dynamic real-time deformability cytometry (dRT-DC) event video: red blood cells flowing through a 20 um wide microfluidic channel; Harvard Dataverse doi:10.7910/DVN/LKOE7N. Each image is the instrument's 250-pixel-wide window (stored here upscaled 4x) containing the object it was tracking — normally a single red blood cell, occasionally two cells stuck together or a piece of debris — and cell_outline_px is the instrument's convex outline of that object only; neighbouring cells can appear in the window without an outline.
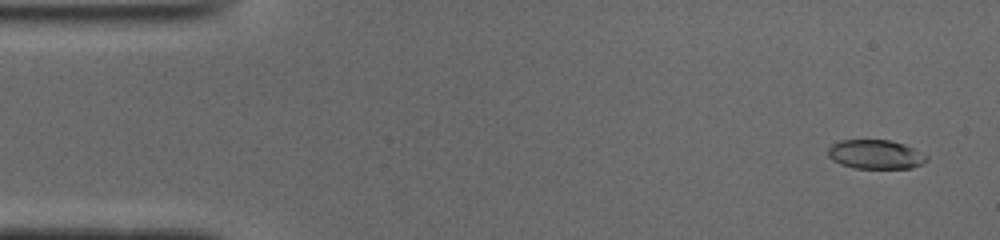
{"species": "common noctule bat (a hibernating species)", "species_latin": "Nyctalus noctula", "temperature_condition": "cold", "stored_images_in_passage": 51, "camera_frame_rate_fps": 3000, "um_per_image_px": 0.085, "animal": {"sex": "male", "body_mass_g": 19.0, "forearm_length_mm": 50.8}, "frame": {"image": 1, "passage_image": 3, "time_ms": 0.667, "image_size_px": [1000, 240], "cell_outline_px": [[928, 160], [912, 168], [852, 168], [840, 164], [832, 160], [828, 156], [828, 148], [832, 144], [840, 140], [888, 140], [904, 144], [928, 156]], "centroid_in_image_um": [74.39, 13.13], "position_along_channel_um": 10.6, "area_um2": 16.7}}
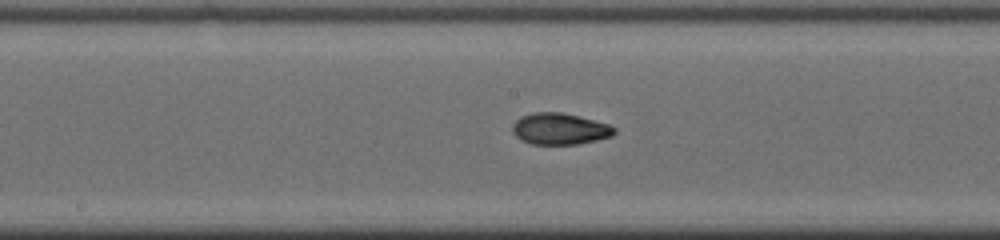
{"frame": {"image": 2, "passage_image": 26, "time_ms": 8.333, "image_size_px": [1000, 240], "cell_outline_px": [[616, 132], [612, 136], [596, 140], [576, 144], [532, 144], [520, 140], [512, 132], [512, 124], [520, 116], [532, 112], [560, 112], [608, 124], [616, 128]], "centroid_in_image_um": [47.54, 10.95], "position_along_channel_um": 200.7, "area_um2": 18.61}}
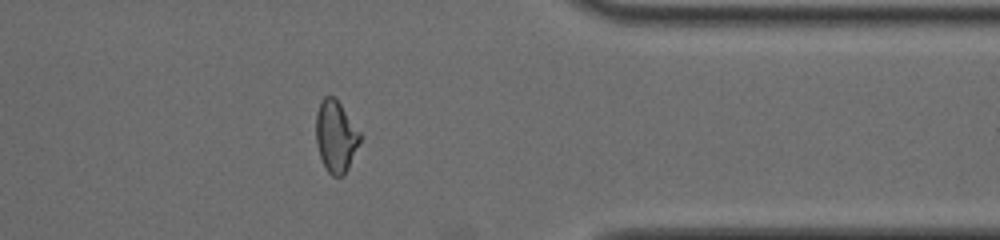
{"frame": {"image": 3, "passage_image": 41, "time_ms": 13.333, "image_size_px": [1000, 240], "cell_outline_px": [[360, 140], [348, 168], [344, 176], [332, 176], [324, 168], [320, 156], [316, 140], [316, 112], [320, 100], [324, 96], [336, 96], [360, 132]], "centroid_in_image_um": [28.52, 11.56], "position_along_channel_um": 382.9, "area_um2": 18.5}, "authors_computed_cell_mechanics": {"area_um2": 18.3226, "velocity_mm_per_s": 3.9475, "shape_relaxation_time_tau1_ms": 7.5593, "shape_relaxation_time_tau2_ms": 1.9391, "deformation_change_tau1": 0.2241, "deformation_change_tau2": 0.0655}}